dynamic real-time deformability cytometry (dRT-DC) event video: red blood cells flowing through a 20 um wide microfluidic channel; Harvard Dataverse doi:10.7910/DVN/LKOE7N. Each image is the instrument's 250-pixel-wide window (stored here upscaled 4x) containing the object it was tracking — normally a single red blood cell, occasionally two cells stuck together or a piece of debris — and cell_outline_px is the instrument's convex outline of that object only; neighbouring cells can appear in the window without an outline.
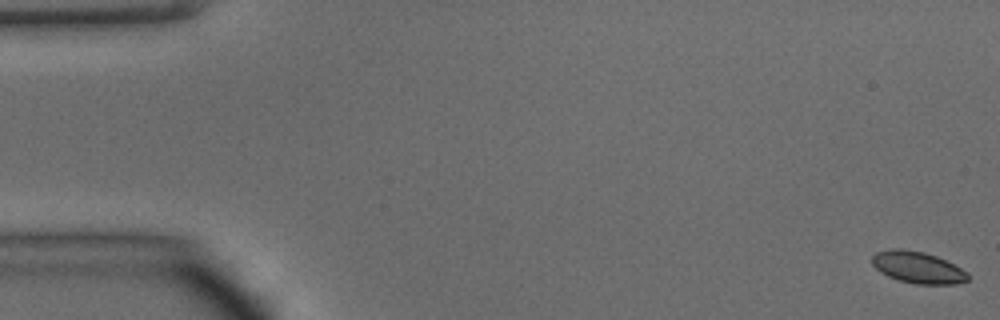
{"species": "common noctule bat (a hibernating species)", "species_latin": "Nyctalus noctula", "temperature_condition": "warm", "stored_images_in_passage": 49, "camera_frame_rate_fps": 3000, "um_per_image_px": 0.085, "animal": {"sex": "male", "body_mass_g": 15.6}, "frame": {"image": 1, "passage_image": 1, "time_ms": 0.0, "image_size_px": [1000, 320], "cell_outline_px": [[968, 280], [956, 284], [916, 284], [900, 280], [888, 276], [880, 272], [872, 264], [872, 256], [876, 252], [892, 248], [900, 248], [924, 252], [936, 256], [968, 272]], "centroid_in_image_um": [77.99, 22.72], "position_along_channel_um": 7.0, "area_um2": 17.57}}
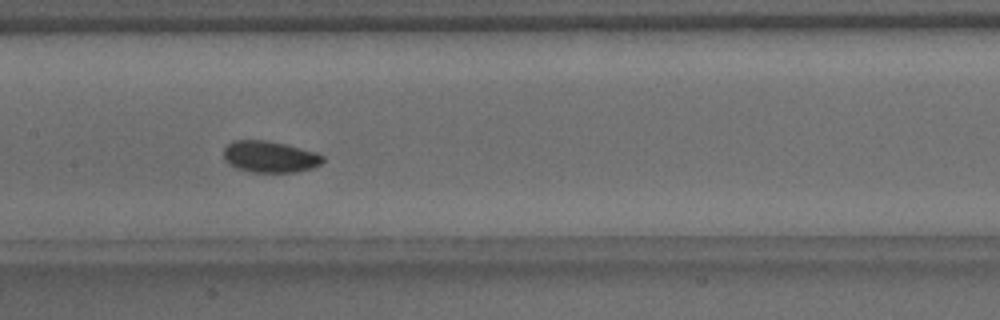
{"frame": {"image": 2, "passage_image": 24, "time_ms": 7.667, "image_size_px": [1000, 320], "cell_outline_px": [[324, 160], [320, 164], [312, 168], [296, 172], [252, 172], [236, 168], [228, 164], [224, 160], [224, 148], [232, 140], [264, 140], [284, 144], [316, 152], [324, 156]], "centroid_in_image_um": [22.91, 13.33], "position_along_channel_um": 184.5, "area_um2": 18.21}}
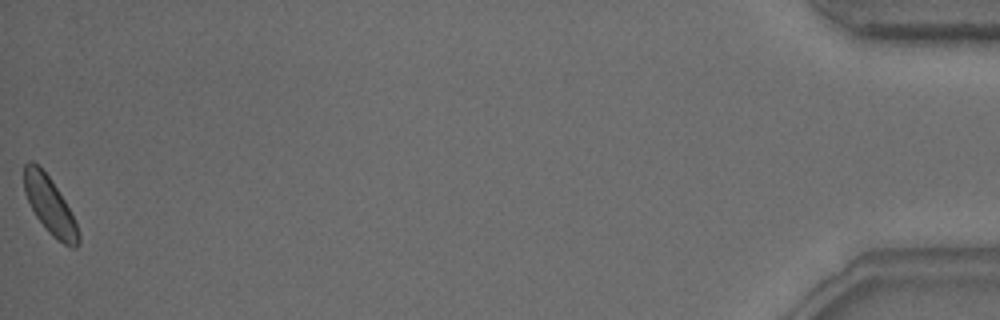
{"frame": {"image": 3, "passage_image": 49, "time_ms": 16.0, "image_size_px": [1000, 320], "cell_outline_px": [[80, 244], [76, 248], [72, 248], [56, 240], [48, 232], [36, 216], [24, 192], [24, 164], [28, 160], [32, 160], [48, 176], [64, 200], [80, 232]], "centroid_in_image_um": [4.24, 17.51], "position_along_channel_um": 431.0, "area_um2": 17.8}}